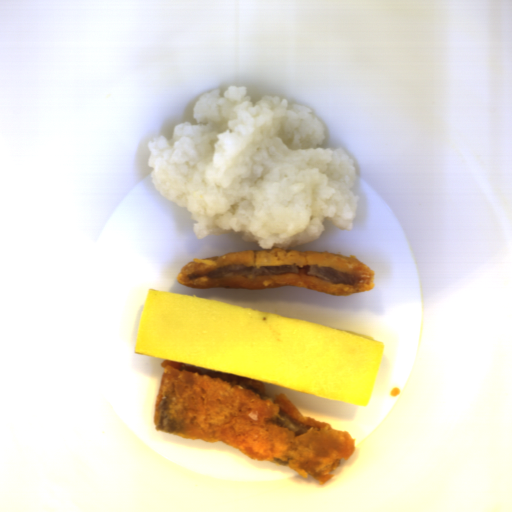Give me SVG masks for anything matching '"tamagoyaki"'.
<instances>
[{
	"label": "tamagoyaki",
	"instance_id": "81b7327e",
	"mask_svg": "<svg viewBox=\"0 0 512 512\" xmlns=\"http://www.w3.org/2000/svg\"><path fill=\"white\" fill-rule=\"evenodd\" d=\"M384 345L333 327L148 288L135 353L368 406Z\"/></svg>",
	"mask_w": 512,
	"mask_h": 512
}]
</instances>
